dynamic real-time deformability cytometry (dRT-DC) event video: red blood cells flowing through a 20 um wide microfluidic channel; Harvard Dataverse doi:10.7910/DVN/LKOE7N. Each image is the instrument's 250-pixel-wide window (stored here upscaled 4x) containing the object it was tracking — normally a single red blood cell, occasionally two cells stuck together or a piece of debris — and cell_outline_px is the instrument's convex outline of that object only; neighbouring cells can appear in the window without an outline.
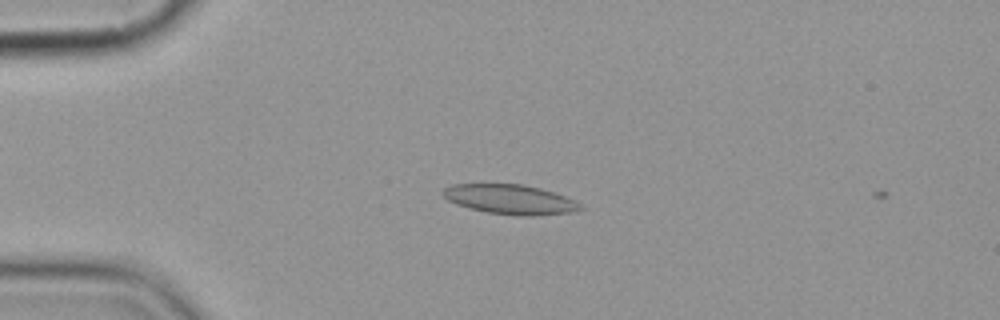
{"species": "common noctule bat (a hibernating species)", "species_latin": "Nyctalus noctula", "temperature_condition": "cold", "stored_images_in_passage": 4, "camera_frame_rate_fps": 3000, "um_per_image_px": 0.085, "animal": {"sex": "female", "body_mass_g": 19.9}, "frame": {"image": 1, "passage_image": 3, "time_ms": 3.333, "image_size_px": [1000, 320], "cell_outline_px": [[584, 208], [572, 212], [536, 216], [516, 216], [488, 212], [468, 208], [456, 204], [448, 200], [440, 192], [444, 188], [452, 184], [520, 184], [540, 188], [576, 200]], "centroid_in_image_um": [43.35, 16.95], "position_along_channel_um": 41.6, "area_um2": 23.81}}